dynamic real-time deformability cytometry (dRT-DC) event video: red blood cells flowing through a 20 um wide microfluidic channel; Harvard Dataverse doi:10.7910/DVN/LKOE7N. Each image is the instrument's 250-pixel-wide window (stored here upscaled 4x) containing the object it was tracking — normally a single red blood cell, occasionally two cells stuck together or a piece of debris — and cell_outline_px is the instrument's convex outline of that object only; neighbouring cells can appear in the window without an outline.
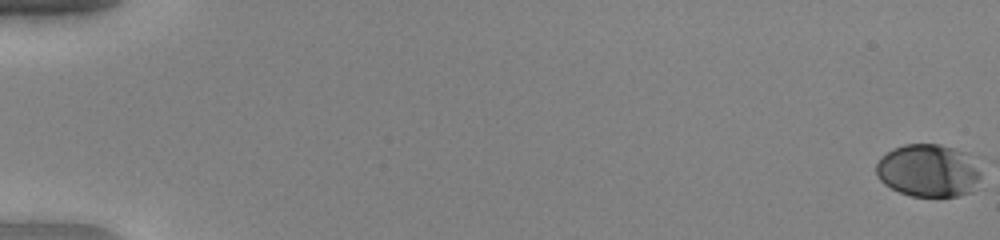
{"species": "human", "species_latin": "Homo sapiens", "temperature_condition": "warm", "stored_images_in_passage": 54, "camera_frame_rate_fps": 3000, "um_per_image_px": 0.085, "donor": {"sex": "female"}, "frame": {"image": 1, "passage_image": 1, "time_ms": 0.0, "image_size_px": [1000, 240], "cell_outline_px": [[984, 188], [960, 196], [912, 196], [900, 192], [884, 184], [876, 176], [876, 164], [880, 156], [892, 148], [904, 144], [940, 144], [956, 148], [968, 152], [980, 172]], "centroid_in_image_um": [78.97, 14.5], "position_along_channel_um": 6.0, "area_um2": 33.18}}
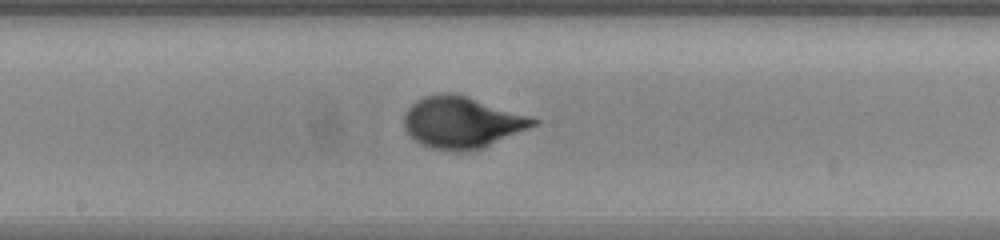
{"frame": {"image": 2, "passage_image": 31, "time_ms": 10.0, "image_size_px": [1000, 240], "cell_outline_px": [[540, 124], [480, 148], [460, 152], [452, 152], [432, 148], [420, 144], [404, 128], [404, 112], [416, 100], [424, 96], [440, 92], [448, 92], [464, 96], [532, 116], [540, 120]], "centroid_in_image_um": [39.26, 10.4], "position_along_channel_um": 208.9, "area_um2": 38.67}}
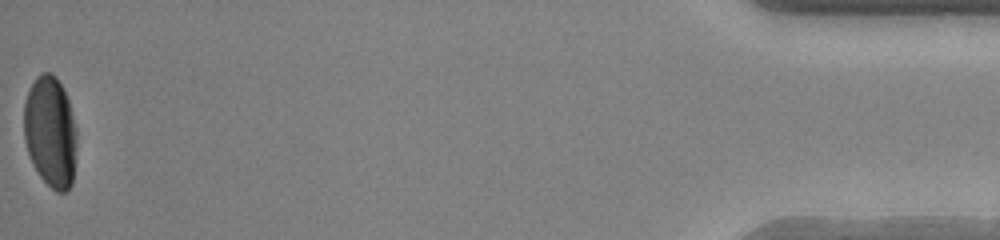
{"frame": {"image": 3, "passage_image": 54, "time_ms": 17.667, "image_size_px": [1000, 240], "cell_outline_px": [[76, 148], [72, 184], [64, 192], [56, 192], [40, 176], [32, 164], [24, 140], [24, 100], [36, 76], [40, 72], [52, 72], [56, 76], [68, 100], [76, 128]], "centroid_in_image_um": [4.27, 11.19], "position_along_channel_um": 430.9, "area_um2": 34.28}, "authors_computed_cell_mechanics": {"area_um2": 36.0383, "velocity_mm_per_s": 4.022, "shape_relaxation_time_tau1_ms": 3.0982, "shape_relaxation_time_tau2_ms": null, "deformation_change_tau1": 0.1966, "deformation_change_tau2": null}}